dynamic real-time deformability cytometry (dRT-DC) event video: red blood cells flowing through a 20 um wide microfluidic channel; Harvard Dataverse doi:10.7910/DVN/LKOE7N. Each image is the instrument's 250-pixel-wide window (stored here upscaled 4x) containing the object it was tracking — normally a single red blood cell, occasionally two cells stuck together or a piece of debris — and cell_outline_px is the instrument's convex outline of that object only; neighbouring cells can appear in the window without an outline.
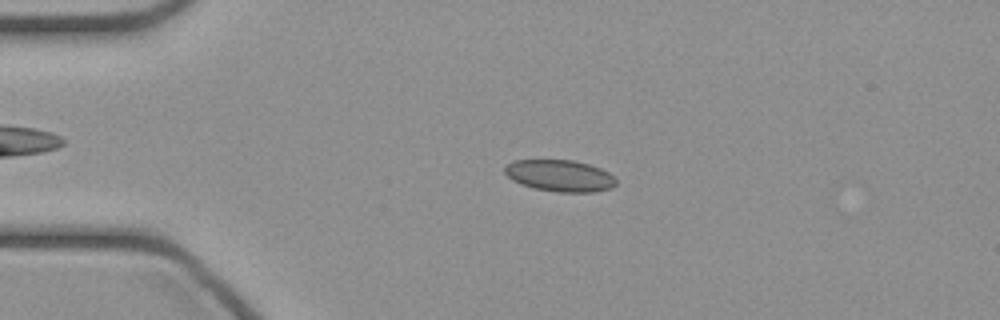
{"species": "common noctule bat (a hibernating species)", "species_latin": "Nyctalus noctula", "temperature_condition": "cold", "stored_images_in_passage": 46, "camera_frame_rate_fps": 3000, "um_per_image_px": 0.085, "animal": {"sex": "female", "body_mass_g": 21.9}, "frame": {"image": 1, "passage_image": 10, "time_ms": 3.0, "image_size_px": [1000, 320], "cell_outline_px": [[616, 184], [612, 188], [596, 192], [556, 192], [536, 188], [520, 184], [512, 180], [504, 172], [504, 168], [512, 160], [572, 160], [588, 164], [600, 168], [608, 172], [616, 180]], "centroid_in_image_um": [47.59, 14.94], "position_along_channel_um": 37.4, "area_um2": 20.52}}
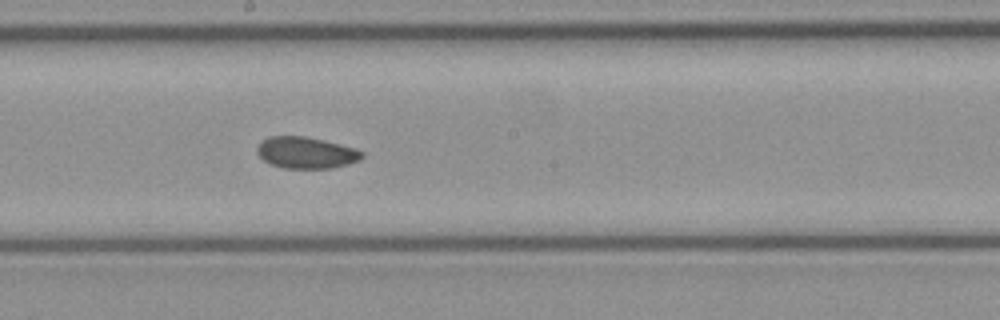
{"frame": {"image": 2, "passage_image": 25, "time_ms": 8.0, "image_size_px": [1000, 320], "cell_outline_px": [[364, 156], [360, 160], [348, 164], [332, 168], [284, 168], [272, 164], [264, 160], [256, 152], [256, 148], [260, 140], [268, 136], [304, 136], [324, 140], [356, 148], [364, 152]], "centroid_in_image_um": [26.02, 12.97], "position_along_channel_um": 222.2, "area_um2": 19.42}}
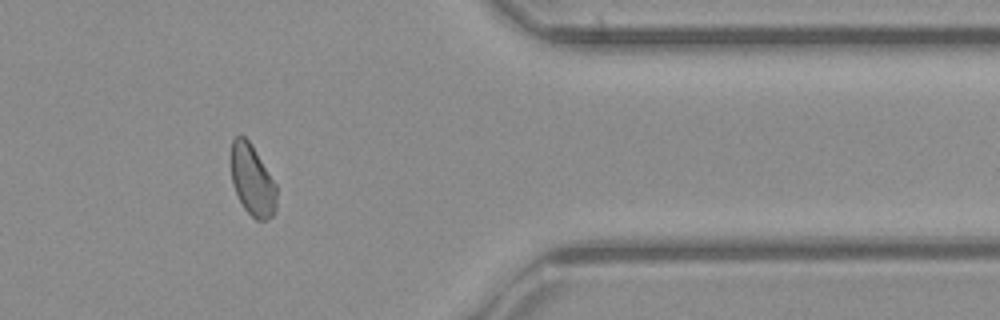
{"frame": {"image": 3, "passage_image": 38, "time_ms": 12.333, "image_size_px": [1000, 320], "cell_outline_px": [[276, 212], [272, 216], [264, 220], [256, 220], [244, 208], [232, 184], [232, 140], [236, 136], [244, 136], [248, 140], [256, 152], [276, 184]], "centroid_in_image_um": [21.46, 15.35], "position_along_channel_um": 389.9, "area_um2": 18.5}}